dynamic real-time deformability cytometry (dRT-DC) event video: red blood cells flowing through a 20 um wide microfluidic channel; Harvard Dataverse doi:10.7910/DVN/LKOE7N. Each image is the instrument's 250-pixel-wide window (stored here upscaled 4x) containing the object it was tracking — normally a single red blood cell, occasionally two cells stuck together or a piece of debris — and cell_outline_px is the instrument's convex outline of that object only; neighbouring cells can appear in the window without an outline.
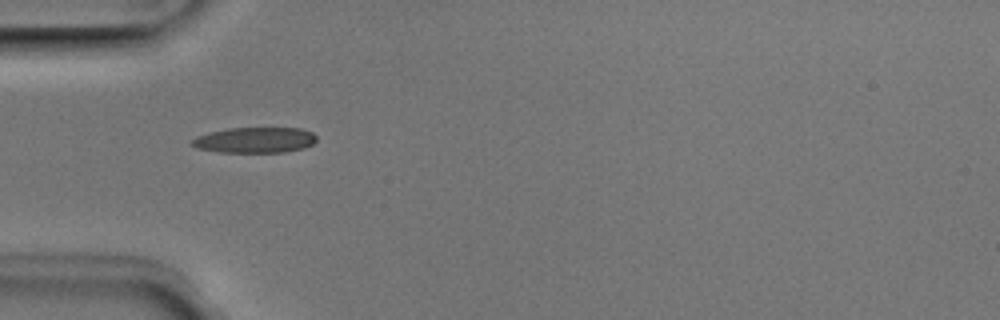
{"species": "Egyptian fruit bat (a non-hibernating species)", "species_latin": "Rousettus aegyptiacus", "temperature_condition": "room temperature", "stored_images_in_passage": 7, "camera_frame_rate_fps": 3000, "um_per_image_px": 0.085, "animal": {"sex": "male"}, "frame": {"image": 1, "passage_image": 5, "time_ms": 1.333, "image_size_px": [1000, 320], "cell_outline_px": [[316, 140], [312, 144], [304, 148], [284, 152], [220, 152], [196, 148], [188, 144], [188, 140], [196, 136], [208, 132], [228, 128], [300, 128], [312, 132], [316, 136]], "centroid_in_image_um": [21.59, 11.9], "position_along_channel_um": 63.4, "area_um2": 18.84}}
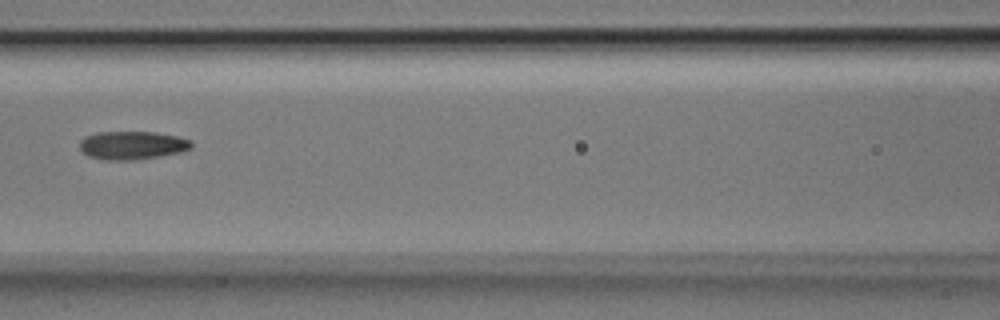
{"frame": {"image": 2, "passage_image": 7, "time_ms": 2.0, "image_size_px": [1000, 320], "cell_outline_px": [[192, 148], [180, 152], [160, 156], [136, 160], [104, 160], [88, 156], [80, 148], [80, 140], [84, 136], [96, 132], [156, 132], [176, 136], [192, 140]], "centroid_in_image_um": [11.23, 12.35], "position_along_channel_um": 155.4, "area_um2": 18.55}}